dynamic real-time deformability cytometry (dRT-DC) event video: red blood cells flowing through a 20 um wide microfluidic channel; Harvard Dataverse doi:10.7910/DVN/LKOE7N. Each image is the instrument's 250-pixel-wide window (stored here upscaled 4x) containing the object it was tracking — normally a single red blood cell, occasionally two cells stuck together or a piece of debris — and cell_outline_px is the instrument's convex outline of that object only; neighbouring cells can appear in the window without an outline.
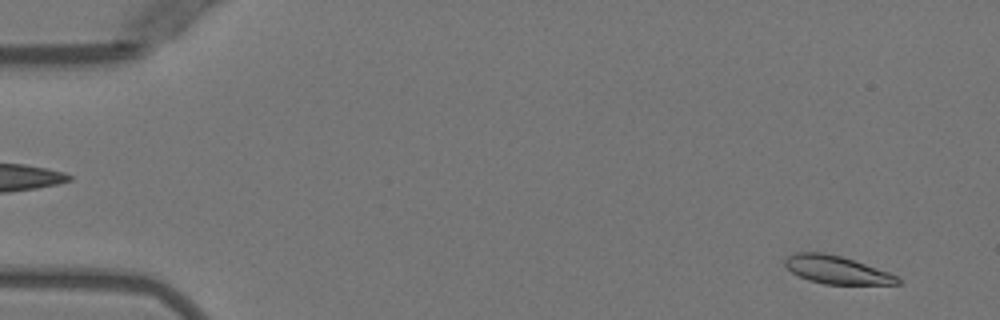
{"species": "Egyptian fruit bat (a non-hibernating species)", "species_latin": "Rousettus aegyptiacus", "temperature_condition": "warm", "stored_images_in_passage": 4, "segment_of_instrument_passage": [2, 2], "camera_frame_rate_fps": 3000, "um_per_image_px": 0.085, "animal": {"sex": "female"}, "frame": {"image": 1, "passage_image": 4, "time_ms": 4.333, "image_size_px": [1000, 320], "cell_outline_px": [[900, 284], [824, 284], [808, 280], [792, 272], [784, 264], [784, 260], [788, 256], [796, 252], [824, 252], [840, 256], [888, 272], [896, 276], [900, 280]], "centroid_in_image_um": [71.07, 22.93], "position_along_channel_um": 13.9, "area_um2": 18.03}}